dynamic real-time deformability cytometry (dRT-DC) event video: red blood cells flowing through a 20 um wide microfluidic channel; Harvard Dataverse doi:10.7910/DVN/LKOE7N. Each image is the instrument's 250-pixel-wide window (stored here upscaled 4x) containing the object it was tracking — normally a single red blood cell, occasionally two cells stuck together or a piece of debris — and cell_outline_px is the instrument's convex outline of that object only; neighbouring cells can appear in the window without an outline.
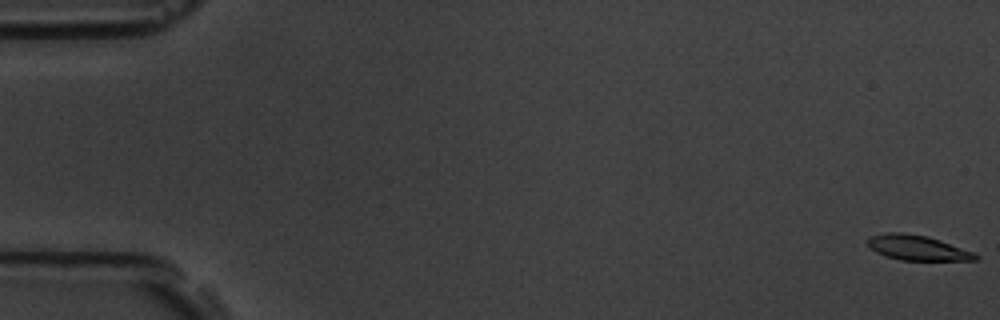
{"species": "common noctule bat (a hibernating species)", "species_latin": "Nyctalus noctula", "temperature_condition": "room temperature", "stored_images_in_passage": 4, "camera_frame_rate_fps": 3000, "um_per_image_px": 0.085, "animal": {"sex": "male", "body_mass_g": 19.5, "forearm_length_mm": 54.6}, "frame": {"image": 1, "passage_image": 1, "time_ms": 0.0, "image_size_px": [1000, 320], "cell_outline_px": [[980, 260], [900, 260], [884, 256], [876, 252], [868, 244], [868, 240], [872, 236], [888, 232], [904, 232], [928, 236], [940, 240], [972, 252], [980, 256]], "centroid_in_image_um": [77.99, 21.06], "position_along_channel_um": 7.0, "area_um2": 15.61}}